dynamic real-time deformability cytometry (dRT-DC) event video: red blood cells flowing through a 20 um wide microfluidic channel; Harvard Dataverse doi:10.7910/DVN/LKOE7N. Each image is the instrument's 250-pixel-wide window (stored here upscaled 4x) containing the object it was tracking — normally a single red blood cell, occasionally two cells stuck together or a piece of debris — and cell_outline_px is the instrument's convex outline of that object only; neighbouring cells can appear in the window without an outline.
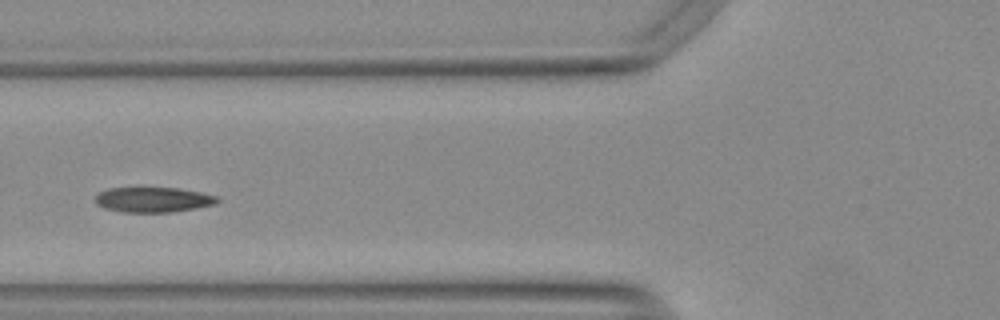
{"species": "Egyptian fruit bat (a non-hibernating species)", "species_latin": "Rousettus aegyptiacus", "temperature_condition": "warm", "stored_images_in_passage": 18, "camera_frame_rate_fps": 3000, "um_per_image_px": 0.085, "animal": {"sex": "female"}, "frame": {"image": 1, "passage_image": 6, "time_ms": 1.667, "image_size_px": [1000, 320], "cell_outline_px": [[220, 200], [216, 204], [196, 208], [172, 212], [120, 212], [104, 208], [96, 204], [92, 200], [100, 192], [108, 188], [136, 184], [140, 184], [176, 188], [200, 192], [216, 196]], "centroid_in_image_um": [12.93, 16.92], "position_along_channel_um": 112.9, "area_um2": 18.96}}
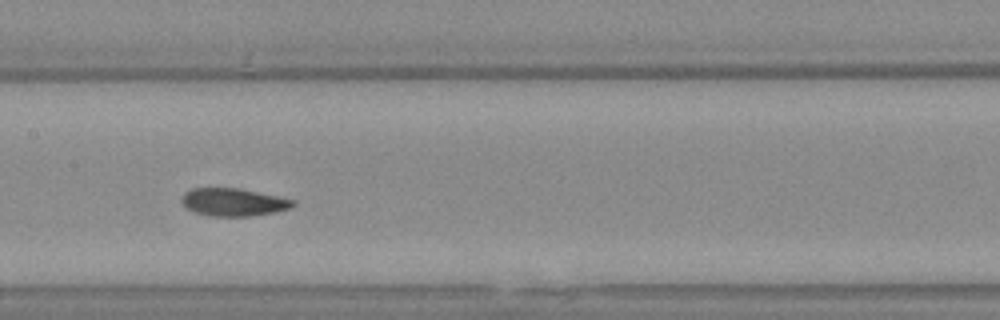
{"frame": {"image": 2, "passage_image": 12, "time_ms": 3.667, "image_size_px": [1000, 320], "cell_outline_px": [[296, 204], [292, 208], [276, 212], [252, 216], [208, 216], [184, 208], [180, 200], [180, 196], [184, 192], [192, 188], [240, 188], [296, 200]], "centroid_in_image_um": [19.83, 17.18], "position_along_channel_um": 187.6, "area_um2": 18.38}}